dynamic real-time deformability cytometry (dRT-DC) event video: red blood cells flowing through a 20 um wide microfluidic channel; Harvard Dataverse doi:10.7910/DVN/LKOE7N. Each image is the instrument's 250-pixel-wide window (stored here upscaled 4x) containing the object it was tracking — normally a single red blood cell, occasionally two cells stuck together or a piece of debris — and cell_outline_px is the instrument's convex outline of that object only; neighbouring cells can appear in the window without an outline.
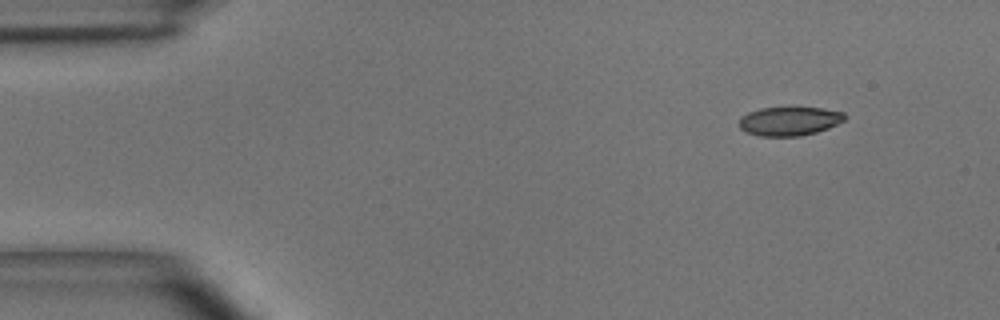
{"species": "common noctule bat (a hibernating species)", "species_latin": "Nyctalus noctula", "temperature_condition": "room temperature", "stored_images_in_passage": 45, "camera_frame_rate_fps": 3000, "um_per_image_px": 0.085, "animal": {"sex": "male", "body_mass_g": 15.6}, "frame": {"image": 1, "passage_image": 1, "time_ms": 0.0, "image_size_px": [1000, 320], "cell_outline_px": [[848, 116], [844, 120], [828, 128], [816, 132], [800, 136], [760, 136], [748, 132], [740, 128], [740, 116], [748, 112], [760, 108], [820, 108], [844, 112]], "centroid_in_image_um": [67.11, 10.29], "position_along_channel_um": 17.9, "area_um2": 17.63}}
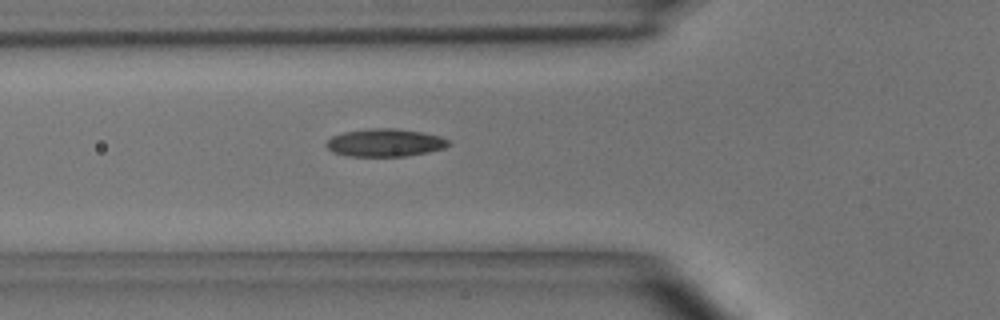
{"frame": {"image": 2, "passage_image": 13, "time_ms": 4.0, "image_size_px": [1000, 320], "cell_outline_px": [[452, 144], [444, 148], [428, 152], [404, 156], [344, 156], [332, 152], [324, 144], [332, 136], [344, 132], [368, 128], [396, 128], [424, 132], [440, 136], [448, 140]], "centroid_in_image_um": [32.72, 12.12], "position_along_channel_um": 93.1, "area_um2": 20.0}}
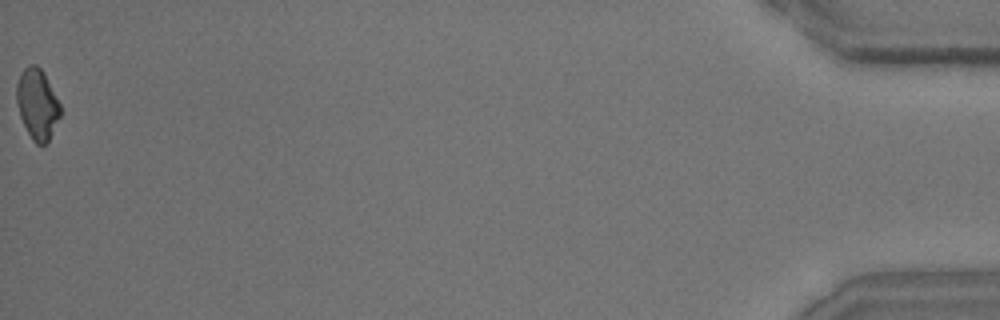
{"frame": {"image": 3, "passage_image": 45, "time_ms": 14.667, "image_size_px": [1000, 320], "cell_outline_px": [[60, 116], [48, 144], [36, 144], [32, 140], [20, 116], [16, 100], [16, 84], [20, 72], [28, 64], [36, 64], [44, 72], [60, 104]], "centroid_in_image_um": [3.16, 8.83], "position_along_channel_um": 432.0, "area_um2": 18.09}, "authors_computed_cell_mechanics": {"area_um2": 18.7272, "velocity_mm_per_s": 4.071, "shape_relaxation_time_tau1_ms": 4.8013, "shape_relaxation_time_tau2_ms": 3.1269, "deformation_change_tau1": 0.1573, "deformation_change_tau2": 0.094}}